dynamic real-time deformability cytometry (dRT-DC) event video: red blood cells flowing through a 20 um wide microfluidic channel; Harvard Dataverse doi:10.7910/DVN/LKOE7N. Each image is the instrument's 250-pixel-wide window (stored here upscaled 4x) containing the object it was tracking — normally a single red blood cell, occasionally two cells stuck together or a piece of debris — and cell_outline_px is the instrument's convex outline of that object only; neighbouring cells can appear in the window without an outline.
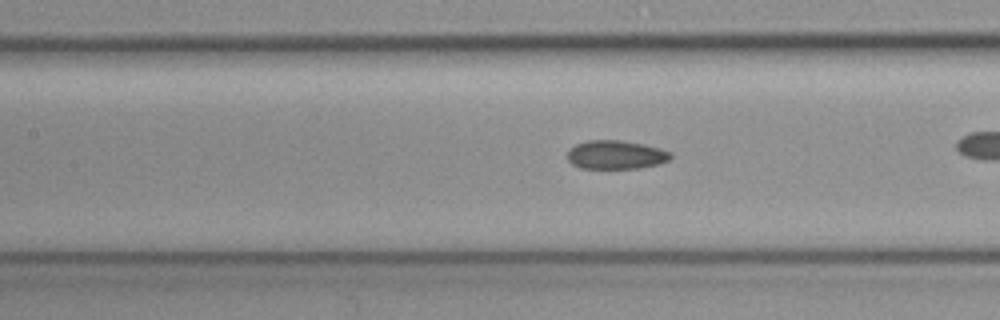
{"species": "common noctule bat (a hibernating species)", "species_latin": "Nyctalus noctula", "temperature_condition": "cold", "stored_images_in_passage": 32, "camera_frame_rate_fps": 3000, "um_per_image_px": 0.085, "animal": {"sex": "female", "body_mass_g": 19.3, "forearm_length_mm": 54.1}, "frame": {"image": 1, "passage_image": 14, "time_ms": 4.333, "image_size_px": [1000, 320], "cell_outline_px": [[672, 156], [668, 160], [660, 164], [640, 168], [580, 168], [572, 164], [568, 160], [568, 148], [576, 144], [588, 140], [620, 140], [644, 144], [660, 148], [672, 152]], "centroid_in_image_um": [52.36, 13.15], "position_along_channel_um": 155.0, "area_um2": 17.4}}